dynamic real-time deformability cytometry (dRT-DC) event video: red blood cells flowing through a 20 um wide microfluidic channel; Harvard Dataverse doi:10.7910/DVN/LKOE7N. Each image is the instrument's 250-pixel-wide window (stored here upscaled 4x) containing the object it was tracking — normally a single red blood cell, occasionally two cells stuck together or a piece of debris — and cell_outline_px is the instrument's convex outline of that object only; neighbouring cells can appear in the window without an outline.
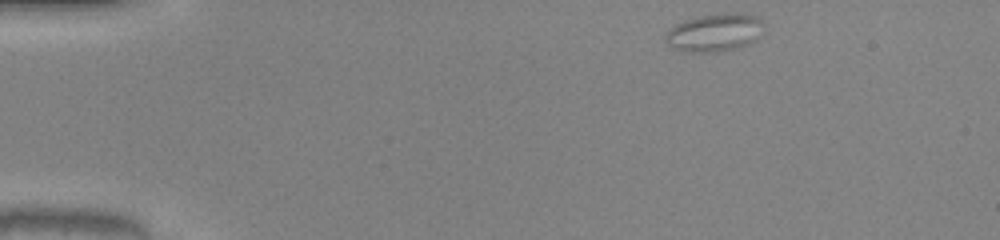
{"species": "common noctule bat (a hibernating species)", "species_latin": "Nyctalus noctula", "temperature_condition": "warm", "stored_images_in_passage": 45, "camera_frame_rate_fps": 3000, "um_per_image_px": 0.085, "animal": {"sex": "male", "body_mass_g": 20.0, "forearm_length_mm": 53.3}, "frame": {"image": 1, "passage_image": 1, "time_ms": 0.0, "image_size_px": [1000, 240], "cell_outline_px": [[764, 24], [756, 40], [748, 44], [716, 52], [688, 52], [672, 48], [668, 44], [664, 36], [676, 24], [684, 20], [700, 16], [732, 12], [736, 12], [756, 16], [764, 20]], "centroid_in_image_um": [60.75, 2.76], "position_along_channel_um": 24.2, "area_um2": 21.56}}
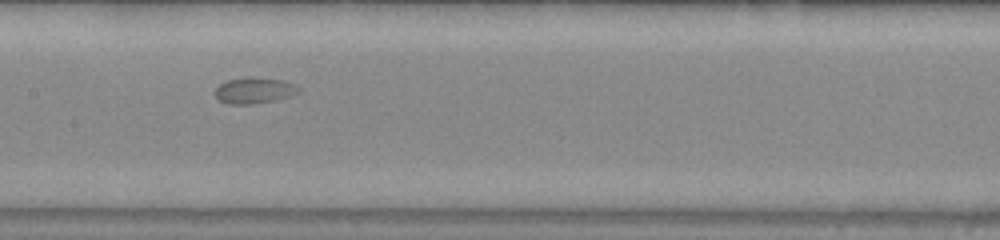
{"frame": {"image": 2, "passage_image": 20, "time_ms": 6.333, "image_size_px": [1000, 240], "cell_outline_px": [[300, 92], [276, 100], [252, 104], [228, 104], [220, 100], [216, 96], [216, 88], [220, 84], [228, 80], [284, 80], [296, 84], [300, 88]], "centroid_in_image_um": [21.65, 7.74], "position_along_channel_um": 185.7, "area_um2": 11.91}}
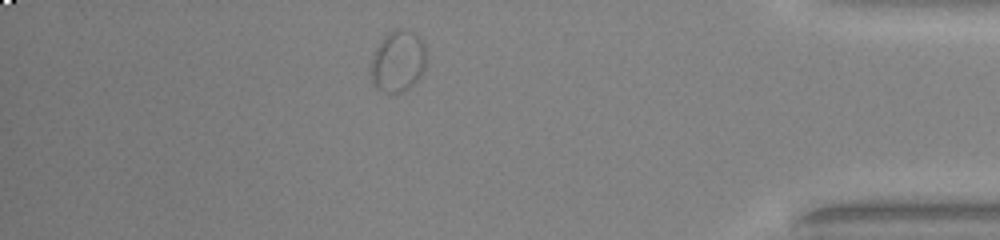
{"frame": {"image": 3, "passage_image": 39, "time_ms": 12.667, "image_size_px": [1000, 240], "cell_outline_px": [[424, 68], [420, 76], [408, 88], [400, 92], [384, 92], [376, 88], [372, 84], [368, 72], [372, 56], [380, 40], [388, 32], [400, 28], [412, 32], [424, 44]], "centroid_in_image_um": [33.74, 5.22], "position_along_channel_um": 401.5, "area_um2": 19.77}}